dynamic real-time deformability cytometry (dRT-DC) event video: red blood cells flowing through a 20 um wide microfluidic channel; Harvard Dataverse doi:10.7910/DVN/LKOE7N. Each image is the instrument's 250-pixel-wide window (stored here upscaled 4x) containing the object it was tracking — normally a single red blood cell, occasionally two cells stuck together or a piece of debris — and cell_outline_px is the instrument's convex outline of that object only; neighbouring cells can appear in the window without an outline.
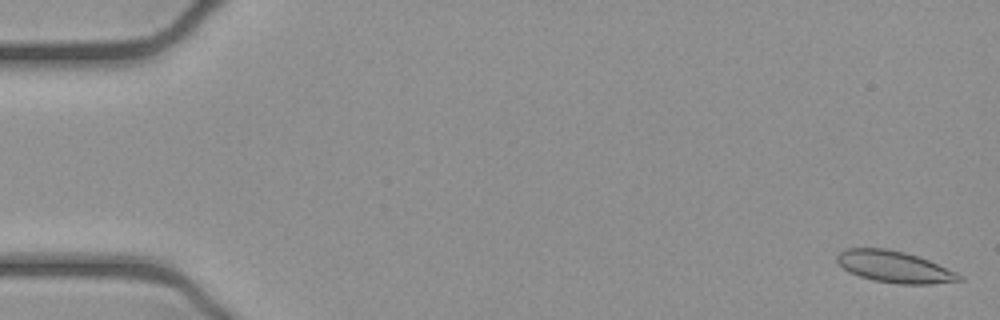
{"species": "common noctule bat (a hibernating species)", "species_latin": "Nyctalus noctula", "temperature_condition": "cold", "stored_images_in_passage": 52, "camera_frame_rate_fps": 3000, "um_per_image_px": 0.085, "animal": {"sex": "female", "body_mass_g": 21.9}, "frame": {"image": 1, "passage_image": 1, "time_ms": 0.0, "image_size_px": [1000, 320], "cell_outline_px": [[964, 280], [932, 284], [900, 284], [872, 280], [848, 272], [836, 260], [836, 256], [844, 248], [888, 248], [904, 252], [928, 260], [956, 272], [964, 276]], "centroid_in_image_um": [76.02, 22.68], "position_along_channel_um": 9.0, "area_um2": 22.48}}
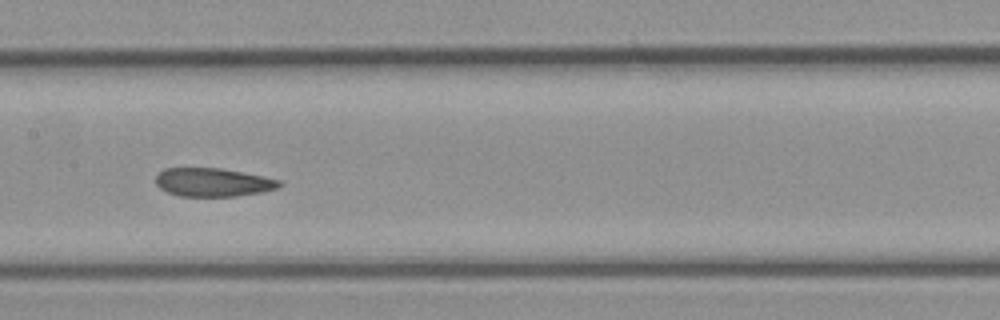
{"frame": {"image": 2, "passage_image": 26, "time_ms": 8.333, "image_size_px": [1000, 320], "cell_outline_px": [[284, 184], [280, 188], [264, 192], [236, 196], [180, 196], [168, 192], [160, 188], [156, 184], [156, 176], [164, 168], [220, 168], [264, 176], [280, 180]], "centroid_in_image_um": [18.16, 15.5], "position_along_channel_um": 189.2, "area_um2": 20.63}}
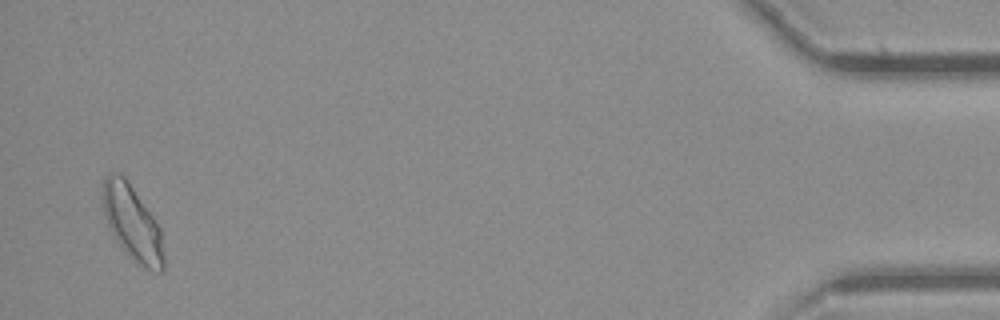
{"frame": {"image": 3, "passage_image": 51, "time_ms": 16.667, "image_size_px": [1000, 320], "cell_outline_px": [[164, 272], [152, 272], [144, 268], [116, 240], [108, 224], [104, 212], [100, 196], [104, 176], [108, 172], [120, 172], [124, 176], [152, 216], [160, 228], [164, 256]], "centroid_in_image_um": [11.22, 18.91], "position_along_channel_um": 424.0, "area_um2": 26.36}, "authors_computed_cell_mechanics": {"area_um2": 22.3686, "velocity_mm_per_s": 3.8712, "shape_relaxation_time_tau1_ms": null, "shape_relaxation_time_tau2_ms": 3.2, "deformation_change_tau1": null, "deformation_change_tau2": 0.0687}}